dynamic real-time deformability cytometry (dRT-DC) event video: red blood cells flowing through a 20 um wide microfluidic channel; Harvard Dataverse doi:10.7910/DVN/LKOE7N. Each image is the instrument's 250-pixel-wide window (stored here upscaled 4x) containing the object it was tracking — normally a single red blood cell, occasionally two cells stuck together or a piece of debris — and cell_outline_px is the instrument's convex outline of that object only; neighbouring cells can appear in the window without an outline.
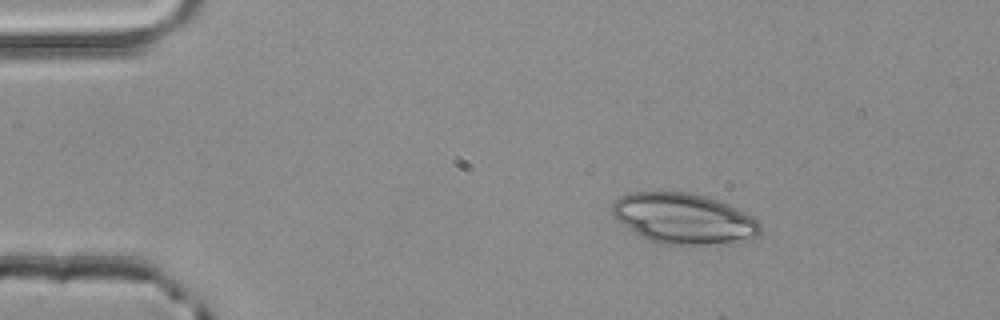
{"species": "common noctule bat (a hibernating species)", "species_latin": "Nyctalus noctula", "temperature_condition": "room temperature", "stored_images_in_passage": 5, "camera_frame_rate_fps": 3000, "um_per_image_px": 0.085, "animal": {"sex": "male", "body_mass_g": 20.4}, "frame": {"image": 1, "passage_image": 1, "time_ms": 0.0, "image_size_px": [1000, 320], "cell_outline_px": [[764, 232], [756, 236], [736, 244], [688, 248], [660, 244], [648, 240], [640, 236], [616, 220], [612, 216], [612, 204], [620, 196], [632, 192], [692, 192], [728, 204], [752, 216], [764, 228]], "centroid_in_image_um": [58.16, 18.65], "position_along_channel_um": 26.8, "area_um2": 45.08}}